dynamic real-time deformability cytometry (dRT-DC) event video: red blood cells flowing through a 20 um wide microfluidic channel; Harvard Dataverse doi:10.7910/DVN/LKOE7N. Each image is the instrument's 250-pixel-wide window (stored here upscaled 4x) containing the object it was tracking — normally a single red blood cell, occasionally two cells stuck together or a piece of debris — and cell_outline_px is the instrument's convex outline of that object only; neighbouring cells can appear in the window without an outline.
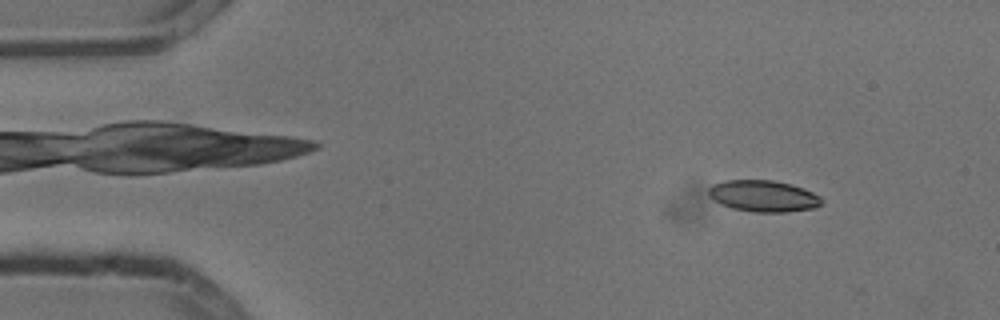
{"species": "common noctule bat (a hibernating species)", "species_latin": "Nyctalus noctula", "temperature_condition": "cold", "stored_images_in_passage": 9, "camera_frame_rate_fps": 3000, "um_per_image_px": 0.085, "animal": {"sex": "male", "body_mass_g": 13.3}, "frame": {"image": 1, "passage_image": 6, "time_ms": 1.667, "image_size_px": [1000, 320], "cell_outline_px": [[824, 200], [816, 208], [788, 212], [756, 212], [732, 208], [720, 204], [708, 196], [708, 188], [712, 184], [724, 180], [772, 180], [792, 184], [804, 188], [820, 196]], "centroid_in_image_um": [64.89, 16.66], "position_along_channel_um": 20.1, "area_um2": 20.98}}